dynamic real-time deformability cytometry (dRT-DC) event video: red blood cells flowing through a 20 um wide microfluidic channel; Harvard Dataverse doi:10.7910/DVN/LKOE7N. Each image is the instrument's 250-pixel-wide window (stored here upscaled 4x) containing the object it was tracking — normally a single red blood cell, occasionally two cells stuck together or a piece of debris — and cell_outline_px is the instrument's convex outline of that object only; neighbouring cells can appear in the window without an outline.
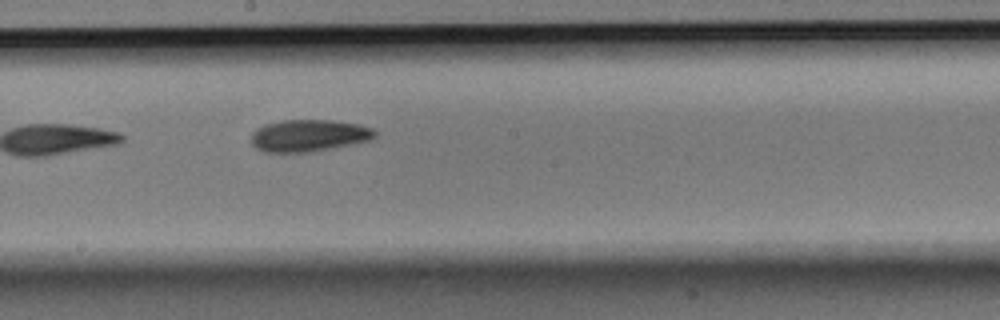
{"species": "Egyptian fruit bat (a non-hibernating species)", "species_latin": "Rousettus aegyptiacus", "temperature_condition": "room temperature", "stored_images_in_passage": 8, "camera_frame_rate_fps": 3000, "um_per_image_px": 0.085, "animal": {"sex": "male"}, "frame": {"image": 1, "passage_image": 8, "time_ms": 2.333, "image_size_px": [1000, 320], "cell_outline_px": [[376, 136], [368, 140], [352, 144], [308, 152], [264, 152], [256, 148], [252, 144], [252, 132], [256, 128], [264, 124], [284, 120], [332, 120], [360, 124], [372, 128], [376, 132]], "centroid_in_image_um": [26.23, 11.51], "position_along_channel_um": 222.0, "area_um2": 23.0}}